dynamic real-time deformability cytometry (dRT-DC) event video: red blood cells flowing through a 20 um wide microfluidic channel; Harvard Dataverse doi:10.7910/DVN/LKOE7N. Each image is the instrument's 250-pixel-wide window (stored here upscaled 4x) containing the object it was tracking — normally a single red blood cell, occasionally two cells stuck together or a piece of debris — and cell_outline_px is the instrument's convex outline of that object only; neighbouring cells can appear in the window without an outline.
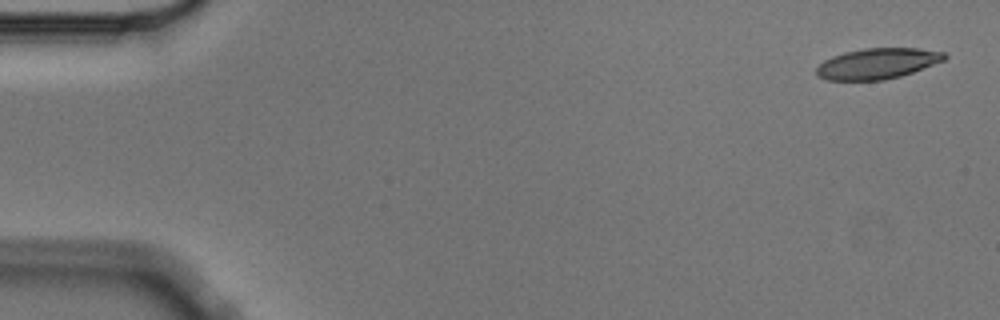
{"species": "Egyptian fruit bat (a non-hibernating species)", "species_latin": "Rousettus aegyptiacus", "temperature_condition": "cold", "stored_images_in_passage": 4, "camera_frame_rate_fps": 3000, "um_per_image_px": 0.085, "animal": {"sex": "male"}, "frame": {"image": 1, "passage_image": 1, "time_ms": 0.0, "image_size_px": [1000, 320], "cell_outline_px": [[948, 56], [944, 60], [912, 72], [900, 76], [884, 80], [828, 80], [816, 76], [816, 68], [824, 60], [832, 56], [844, 52], [864, 48], [916, 48], [944, 52]], "centroid_in_image_um": [74.55, 5.4], "position_along_channel_um": 10.5, "area_um2": 22.83}}
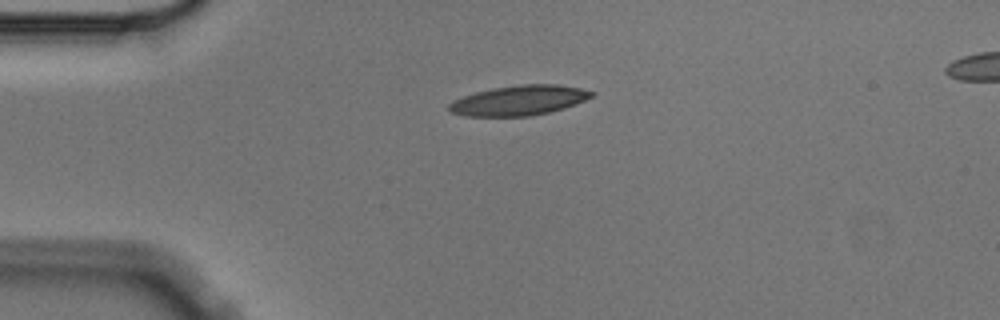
{"frame": {"image": 2, "passage_image": 3, "time_ms": 0.667, "image_size_px": [1000, 320], "cell_outline_px": [[596, 92], [592, 96], [576, 104], [564, 108], [532, 116], [464, 116], [452, 112], [448, 108], [448, 104], [452, 100], [476, 92], [492, 88], [520, 84], [556, 84], [580, 88]], "centroid_in_image_um": [44.11, 8.53], "position_along_channel_um": 40.9, "area_um2": 24.85}}